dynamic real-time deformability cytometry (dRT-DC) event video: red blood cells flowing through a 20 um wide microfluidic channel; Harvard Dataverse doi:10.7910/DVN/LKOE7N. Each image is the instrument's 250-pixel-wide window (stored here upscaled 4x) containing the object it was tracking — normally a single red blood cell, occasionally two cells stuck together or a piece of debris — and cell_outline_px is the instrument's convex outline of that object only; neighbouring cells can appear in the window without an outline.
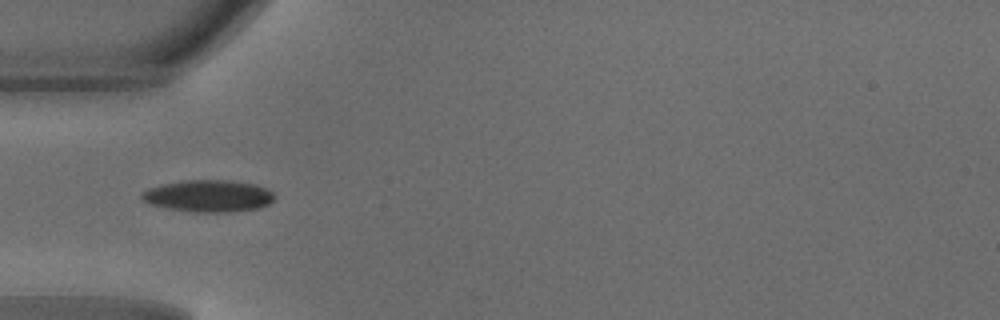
{"species": "common noctule bat (a hibernating species)", "species_latin": "Nyctalus noctula", "temperature_condition": "warm", "stored_images_in_passage": 34, "camera_frame_rate_fps": 3000, "um_per_image_px": 0.085, "animal": {"sex": "male", "body_mass_g": 18.8}, "frame": {"image": 1, "passage_image": 1, "time_ms": 0.0, "image_size_px": [1000, 320], "cell_outline_px": [[276, 196], [268, 204], [260, 208], [228, 212], [192, 212], [168, 208], [148, 204], [140, 196], [140, 192], [148, 188], [160, 184], [184, 180], [228, 180], [256, 184], [272, 192]], "centroid_in_image_um": [17.68, 16.65], "position_along_channel_um": 67.3, "area_um2": 24.85}}
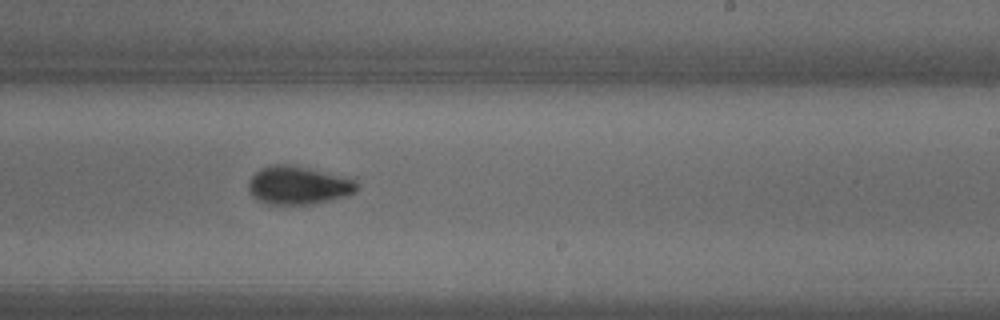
{"frame": {"image": 2, "passage_image": 15, "time_ms": 4.667, "image_size_px": [1000, 320], "cell_outline_px": [[360, 184], [356, 192], [344, 196], [328, 200], [308, 204], [268, 204], [256, 200], [248, 192], [248, 180], [260, 168], [272, 164], [292, 164], [356, 176]], "centroid_in_image_um": [25.43, 15.71], "position_along_channel_um": 263.6, "area_um2": 25.14}}
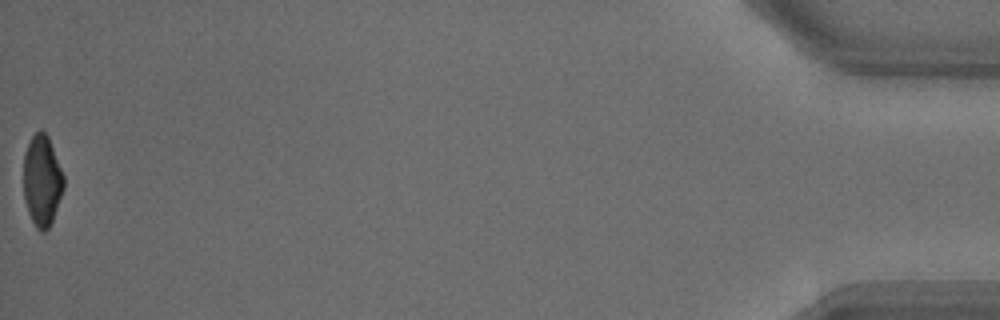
{"frame": {"image": 3, "passage_image": 34, "time_ms": 11.0, "image_size_px": [1000, 320], "cell_outline_px": [[64, 188], [52, 220], [48, 228], [44, 232], [40, 232], [36, 228], [28, 212], [24, 200], [24, 152], [32, 136], [40, 128], [48, 136], [64, 176]], "centroid_in_image_um": [3.57, 15.35], "position_along_channel_um": 431.6, "area_um2": 21.21}, "authors_computed_cell_mechanics": {"area_um2": 23.2356, "velocity_mm_per_s": 4.1929, "shape_relaxation_time_tau1_ms": 3.8296, "shape_relaxation_time_tau2_ms": 1.9623, "deformation_change_tau1": 0.1514, "deformation_change_tau2": 0.0735}}